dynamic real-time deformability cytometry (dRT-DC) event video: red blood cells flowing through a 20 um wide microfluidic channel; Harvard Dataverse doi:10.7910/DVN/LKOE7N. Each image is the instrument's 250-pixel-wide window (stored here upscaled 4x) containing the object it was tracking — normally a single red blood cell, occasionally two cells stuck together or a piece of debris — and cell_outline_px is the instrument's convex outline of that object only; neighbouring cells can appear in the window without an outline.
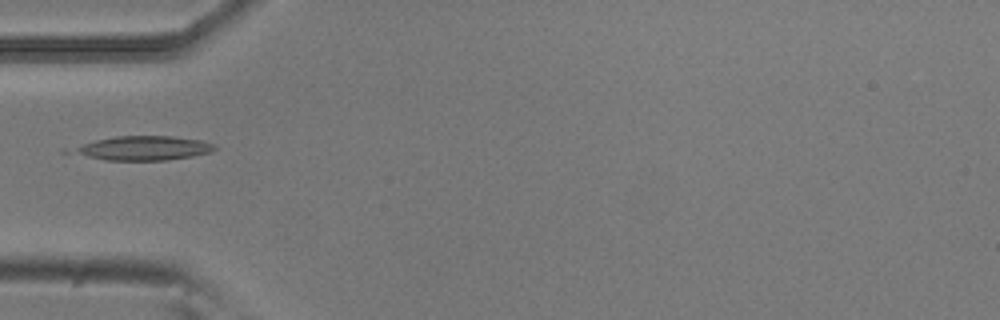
{"species": "common noctule bat (a hibernating species)", "species_latin": "Nyctalus noctula", "temperature_condition": "room temperature", "stored_images_in_passage": 6, "camera_frame_rate_fps": 3000, "um_per_image_px": 0.085, "animal": {"sex": "male", "body_mass_g": 20.5, "forearm_length_mm": 52.5}, "frame": {"image": 1, "passage_image": 5, "time_ms": 1.333, "image_size_px": [1000, 320], "cell_outline_px": [[216, 148], [212, 152], [192, 156], [168, 160], [104, 160], [88, 156], [80, 152], [76, 148], [84, 144], [96, 140], [116, 136], [172, 136], [200, 140], [216, 144]], "centroid_in_image_um": [12.37, 12.59], "position_along_channel_um": 72.6, "area_um2": 19.42}}
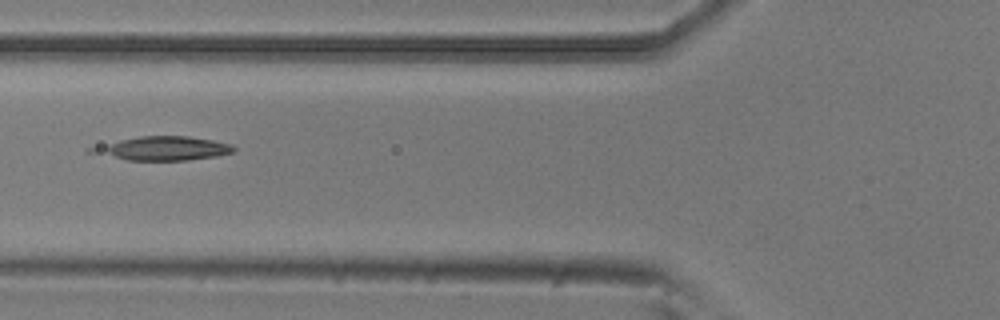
{"frame": {"image": 2, "passage_image": 6, "time_ms": 1.667, "image_size_px": [1000, 320], "cell_outline_px": [[236, 152], [216, 156], [188, 160], [128, 160], [116, 156], [108, 152], [104, 148], [120, 140], [140, 136], [188, 136], [212, 140], [232, 144], [236, 148]], "centroid_in_image_um": [14.33, 12.6], "position_along_channel_um": 111.5, "area_um2": 18.09}}